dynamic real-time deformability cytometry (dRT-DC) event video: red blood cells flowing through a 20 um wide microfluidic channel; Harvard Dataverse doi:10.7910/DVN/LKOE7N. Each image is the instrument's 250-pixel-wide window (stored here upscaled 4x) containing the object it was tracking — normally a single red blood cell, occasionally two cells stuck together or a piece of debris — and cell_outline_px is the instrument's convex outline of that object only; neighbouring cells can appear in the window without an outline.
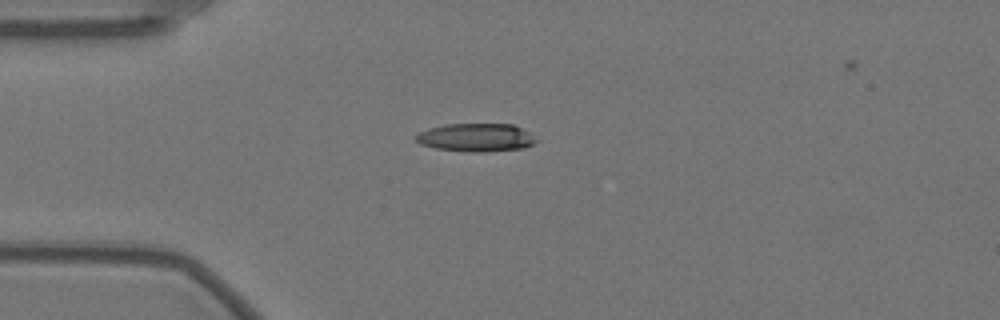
{"species": "Egyptian fruit bat (a non-hibernating species)", "species_latin": "Rousettus aegyptiacus", "temperature_condition": "warm", "stored_images_in_passage": 44, "camera_frame_rate_fps": 3000, "um_per_image_px": 0.085, "animal": {"sex": "female"}, "frame": {"image": 1, "passage_image": 1, "time_ms": 0.0, "image_size_px": [1000, 320], "cell_outline_px": [[536, 140], [532, 144], [524, 148], [488, 152], [468, 152], [436, 148], [420, 144], [412, 136], [428, 128], [444, 124], [512, 124], [528, 132]], "centroid_in_image_um": [40.41, 11.69], "position_along_channel_um": 44.6, "area_um2": 19.77}}
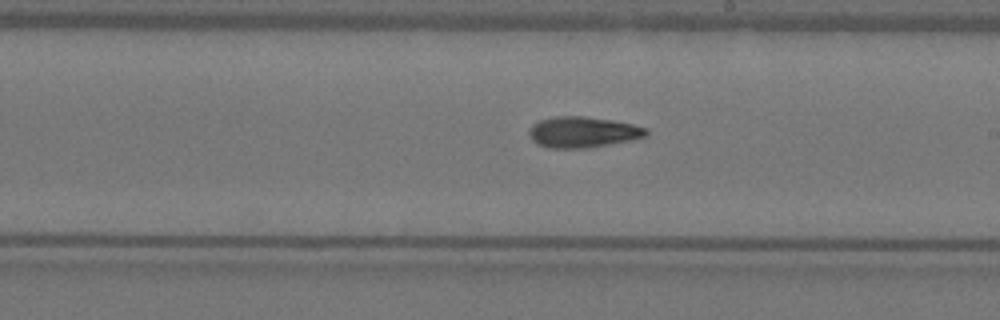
{"frame": {"image": 2, "passage_image": 19, "time_ms": 6.0, "image_size_px": [1000, 320], "cell_outline_px": [[648, 136], [636, 140], [588, 148], [548, 148], [536, 144], [532, 140], [528, 132], [532, 124], [540, 120], [556, 116], [584, 116], [612, 120], [632, 124], [648, 128]], "centroid_in_image_um": [49.57, 11.24], "position_along_channel_um": 239.4, "area_um2": 21.44}}
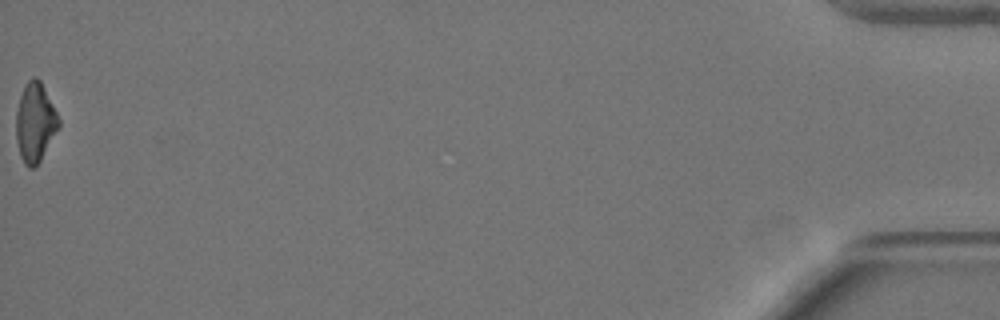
{"frame": {"image": 3, "passage_image": 44, "time_ms": 14.333, "image_size_px": [1000, 320], "cell_outline_px": [[60, 124], [40, 160], [32, 168], [28, 168], [24, 164], [20, 156], [16, 140], [16, 112], [20, 96], [24, 84], [32, 76], [36, 76], [40, 80], [60, 120]], "centroid_in_image_um": [2.95, 10.38], "position_along_channel_um": 432.2, "area_um2": 19.42}, "authors_computed_cell_mechanics": {"area_um2": 20.23, "velocity_mm_per_s": 3.536, "shape_relaxation_time_tau1_ms": 7.4299, "shape_relaxation_time_tau2_ms": 9.4046, "deformation_change_tau1": 0.2057, "deformation_change_tau2": 0.2196}}